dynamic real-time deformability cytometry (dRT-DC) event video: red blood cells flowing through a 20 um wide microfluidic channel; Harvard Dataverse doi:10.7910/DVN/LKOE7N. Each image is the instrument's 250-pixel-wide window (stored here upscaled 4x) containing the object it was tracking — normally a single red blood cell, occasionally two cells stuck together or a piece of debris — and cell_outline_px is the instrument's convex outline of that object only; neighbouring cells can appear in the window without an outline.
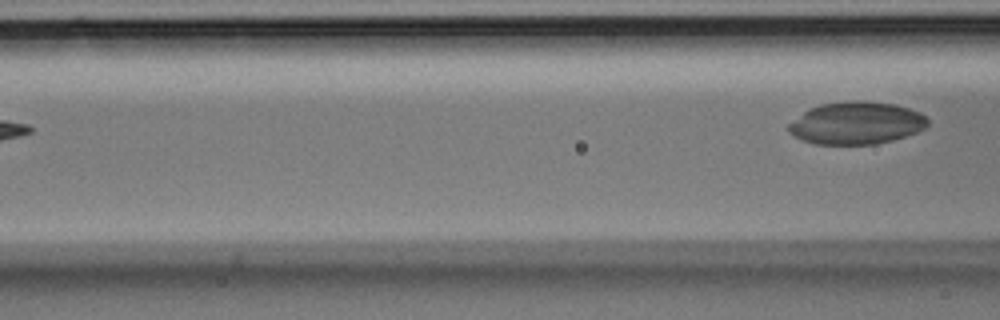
{"species": "Egyptian fruit bat (a non-hibernating species)", "species_latin": "Rousettus aegyptiacus", "temperature_condition": "room temperature", "stored_images_in_passage": 4, "camera_frame_rate_fps": 3000, "um_per_image_px": 0.085, "animal": {"sex": "male"}, "frame": {"image": 1, "passage_image": 4, "time_ms": 1.0, "image_size_px": [1000, 320], "cell_outline_px": [[928, 124], [924, 128], [916, 132], [892, 140], [876, 144], [816, 144], [800, 140], [788, 132], [788, 124], [808, 108], [820, 104], [852, 100], [864, 100], [896, 104], [920, 112], [928, 116]], "centroid_in_image_um": [72.78, 10.45], "position_along_channel_um": 93.8, "area_um2": 34.68}}